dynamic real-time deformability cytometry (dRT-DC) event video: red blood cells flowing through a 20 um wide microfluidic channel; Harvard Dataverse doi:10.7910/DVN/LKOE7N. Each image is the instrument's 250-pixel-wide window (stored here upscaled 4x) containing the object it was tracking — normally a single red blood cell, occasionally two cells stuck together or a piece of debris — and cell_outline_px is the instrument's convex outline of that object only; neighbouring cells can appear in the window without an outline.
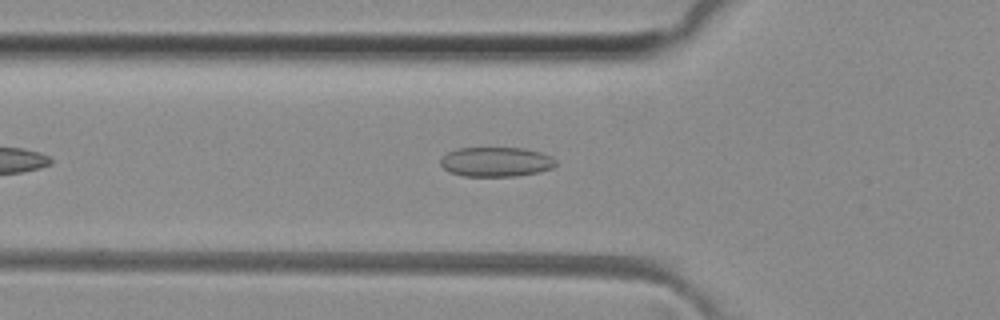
{"species": "common noctule bat (a hibernating species)", "species_latin": "Nyctalus noctula", "temperature_condition": "room temperature", "stored_images_in_passage": 20, "camera_frame_rate_fps": 3000, "um_per_image_px": 0.085, "animal": {"sex": "female", "body_mass_g": 29.2, "forearm_length_mm": 56.3}, "frame": {"image": 1, "passage_image": 3, "time_ms": 0.667, "image_size_px": [1000, 320], "cell_outline_px": [[556, 164], [552, 168], [540, 172], [516, 176], [464, 176], [452, 172], [444, 168], [440, 164], [440, 156], [456, 148], [524, 148], [540, 152], [552, 156], [556, 160]], "centroid_in_image_um": [42.17, 13.75], "position_along_channel_um": 83.6, "area_um2": 20.0}}
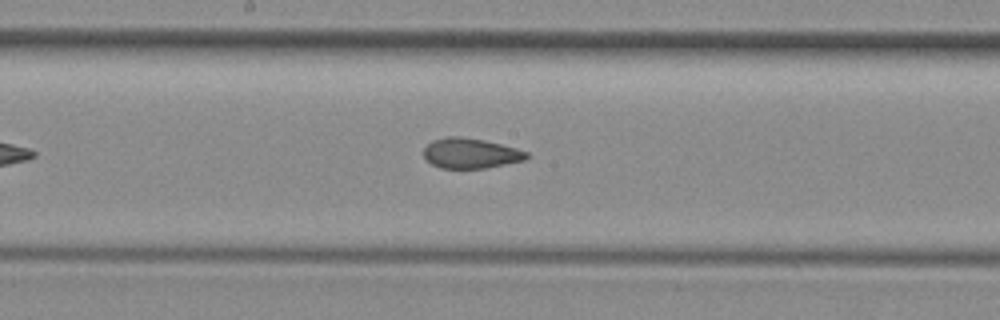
{"frame": {"image": 2, "passage_image": 12, "time_ms": 3.667, "image_size_px": [1000, 320], "cell_outline_px": [[528, 156], [524, 160], [484, 168], [440, 168], [424, 160], [424, 148], [432, 140], [444, 136], [460, 136], [484, 140], [516, 148], [528, 152]], "centroid_in_image_um": [39.95, 13.02], "position_along_channel_um": 208.3, "area_um2": 18.09}}
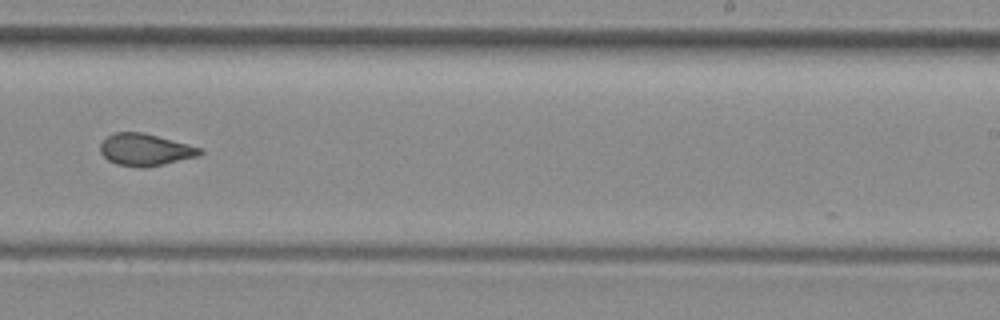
{"frame": {"image": 3, "passage_image": 17, "time_ms": 5.333, "image_size_px": [1000, 320], "cell_outline_px": [[204, 152], [200, 156], [144, 168], [140, 168], [116, 164], [108, 160], [100, 152], [100, 144], [108, 136], [116, 132], [140, 132], [188, 144], [200, 148]], "centroid_in_image_um": [12.34, 12.74], "position_along_channel_um": 276.7, "area_um2": 18.44}}